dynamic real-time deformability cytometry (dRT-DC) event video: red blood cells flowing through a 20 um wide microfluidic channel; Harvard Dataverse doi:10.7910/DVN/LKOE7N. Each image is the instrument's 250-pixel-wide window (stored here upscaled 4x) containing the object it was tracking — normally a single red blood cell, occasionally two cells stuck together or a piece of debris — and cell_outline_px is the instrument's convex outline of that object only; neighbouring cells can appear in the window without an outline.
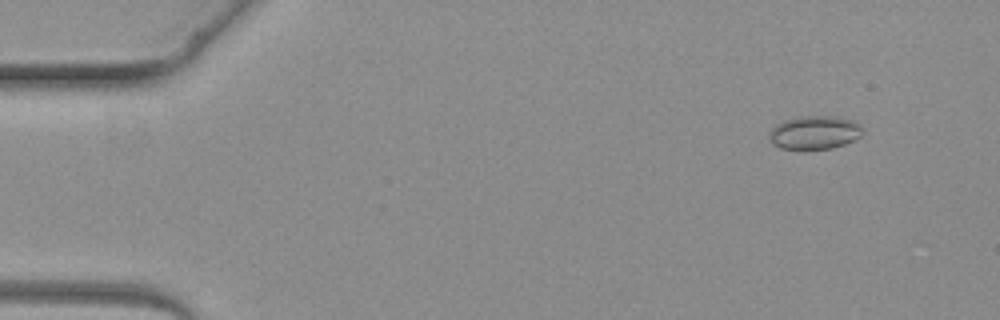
{"species": "common noctule bat (a hibernating species)", "species_latin": "Nyctalus noctula", "temperature_condition": "warm", "stored_images_in_passage": 5, "camera_frame_rate_fps": 3000, "um_per_image_px": 0.085, "animal": {"sex": "female", "body_mass_g": 19.3, "forearm_length_mm": 54.1}, "frame": {"image": 1, "passage_image": 5, "time_ms": 5.0, "image_size_px": [1000, 320], "cell_outline_px": [[860, 136], [844, 144], [832, 148], [804, 152], [780, 148], [772, 144], [768, 136], [768, 132], [776, 124], [784, 120], [800, 116], [836, 116], [852, 120], [860, 124]], "centroid_in_image_um": [69.15, 11.3], "position_along_channel_um": 15.8, "area_um2": 18.73}}